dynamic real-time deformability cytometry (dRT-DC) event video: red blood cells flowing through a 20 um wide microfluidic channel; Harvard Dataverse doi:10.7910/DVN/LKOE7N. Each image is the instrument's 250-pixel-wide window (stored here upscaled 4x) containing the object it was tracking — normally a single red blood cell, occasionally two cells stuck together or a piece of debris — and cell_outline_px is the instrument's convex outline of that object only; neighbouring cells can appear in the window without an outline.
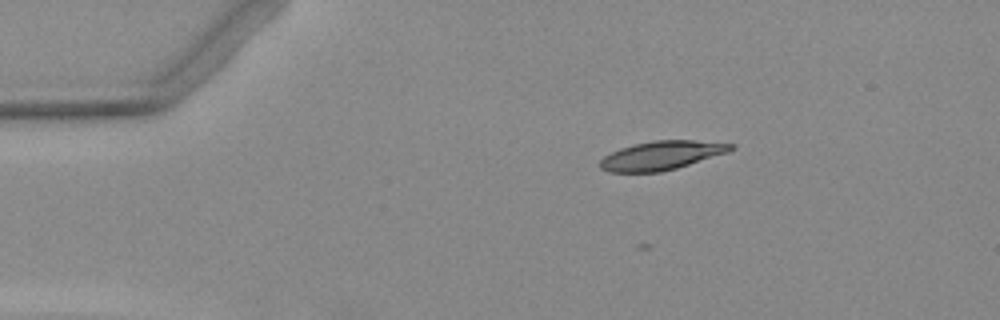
{"species": "Egyptian fruit bat (a non-hibernating species)", "species_latin": "Rousettus aegyptiacus", "temperature_condition": "warm", "stored_images_in_passage": 4, "camera_frame_rate_fps": 3000, "um_per_image_px": 0.085, "animal": {"sex": "female"}, "frame": {"image": 1, "passage_image": 1, "time_ms": 0.0, "image_size_px": [1000, 320], "cell_outline_px": [[736, 148], [728, 152], [676, 168], [660, 172], [608, 172], [600, 168], [600, 160], [604, 156], [620, 148], [632, 144], [652, 140], [692, 140], [736, 144]], "centroid_in_image_um": [56.22, 13.2], "position_along_channel_um": 28.8, "area_um2": 21.96}}
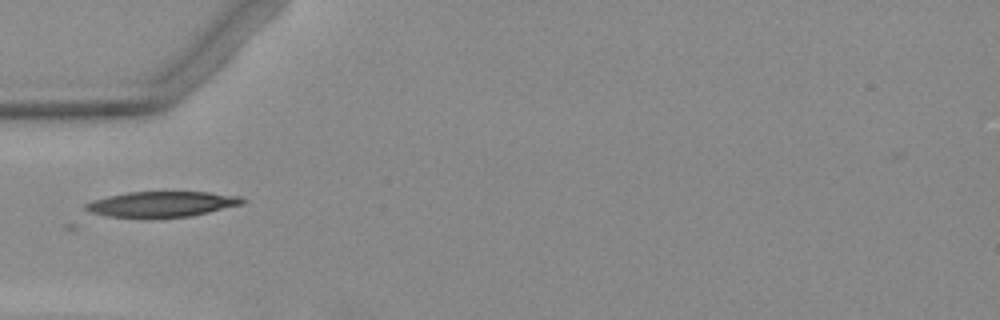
{"frame": {"image": 2, "passage_image": 3, "time_ms": 2.667, "image_size_px": [1000, 320], "cell_outline_px": [[248, 200], [244, 204], [208, 212], [188, 216], [108, 216], [92, 212], [84, 208], [84, 204], [92, 200], [108, 196], [128, 192], [208, 192], [240, 196]], "centroid_in_image_um": [13.81, 17.32], "position_along_channel_um": 71.2, "area_um2": 22.72}}
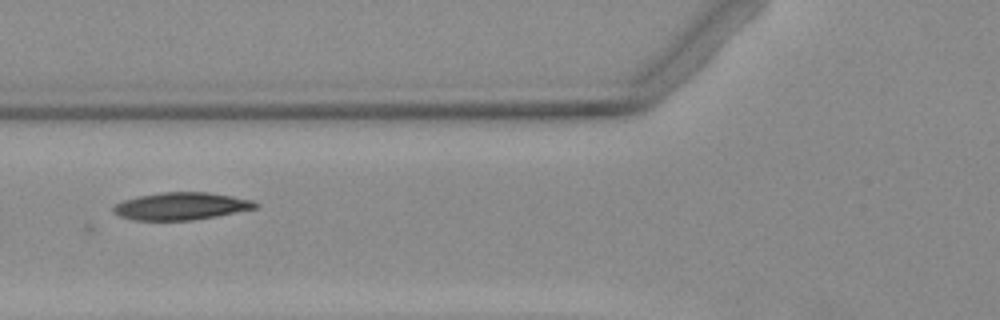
{"frame": {"image": 3, "passage_image": 4, "time_ms": 3.667, "image_size_px": [1000, 320], "cell_outline_px": [[260, 208], [216, 216], [192, 220], [132, 220], [120, 216], [112, 212], [112, 204], [136, 196], [164, 192], [208, 192], [232, 196], [252, 200], [260, 204]], "centroid_in_image_um": [15.39, 17.52], "position_along_channel_um": 110.4, "area_um2": 22.95}}